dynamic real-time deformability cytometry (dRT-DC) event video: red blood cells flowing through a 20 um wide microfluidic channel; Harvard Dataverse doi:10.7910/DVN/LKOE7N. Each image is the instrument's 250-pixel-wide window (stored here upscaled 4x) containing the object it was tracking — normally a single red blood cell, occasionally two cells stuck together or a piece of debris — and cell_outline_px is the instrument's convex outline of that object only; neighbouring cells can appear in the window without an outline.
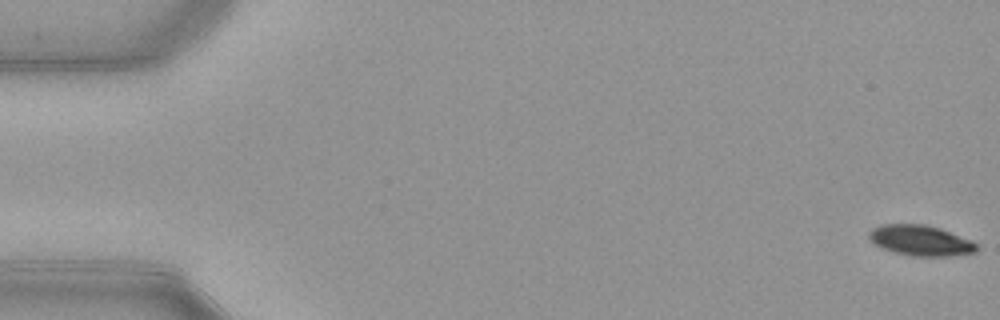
{"species": "common noctule bat (a hibernating species)", "species_latin": "Nyctalus noctula", "temperature_condition": "warm", "stored_images_in_passage": 53, "camera_frame_rate_fps": 3000, "um_per_image_px": 0.085, "animal": {"sex": "female", "body_mass_g": 21.9}, "frame": {"image": 1, "passage_image": 1, "time_ms": 0.0, "image_size_px": [1000, 320], "cell_outline_px": [[976, 252], [944, 256], [912, 256], [880, 248], [868, 236], [868, 232], [872, 228], [880, 224], [924, 224], [940, 228], [972, 240], [976, 244]], "centroid_in_image_um": [78.22, 20.42], "position_along_channel_um": 6.8, "area_um2": 19.02}}
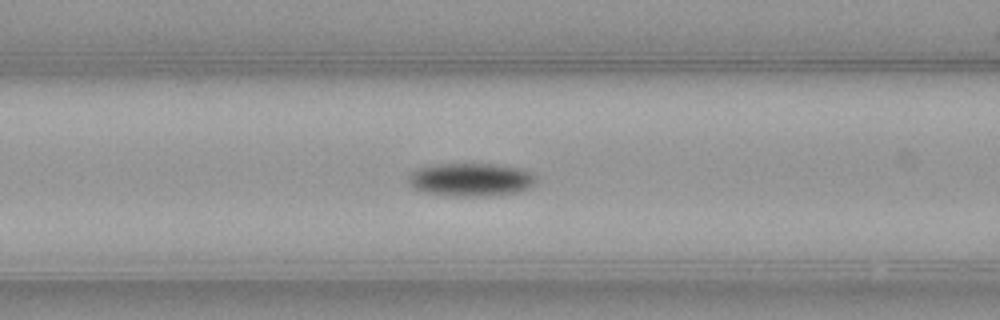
{"frame": {"image": 2, "passage_image": 22, "time_ms": 7.0, "image_size_px": [1000, 320], "cell_outline_px": [[536, 180], [528, 188], [516, 192], [488, 196], [452, 196], [424, 192], [408, 184], [408, 176], [416, 168], [428, 164], [492, 164], [520, 168], [532, 172], [536, 176]], "centroid_in_image_um": [39.99, 15.26], "position_along_channel_um": 126.6, "area_um2": 24.8}}
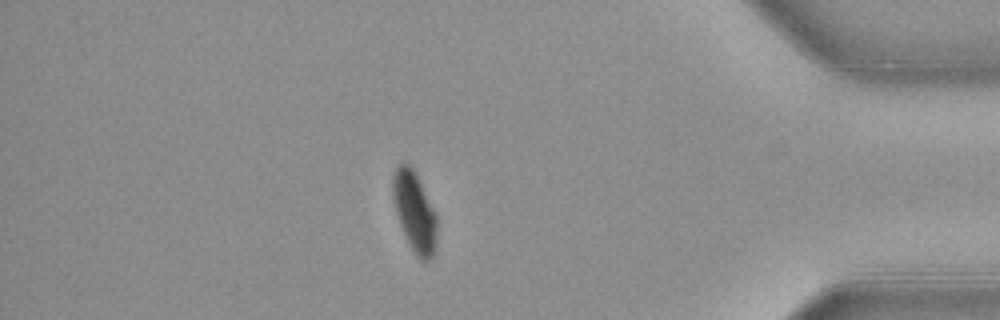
{"frame": {"image": 3, "passage_image": 46, "time_ms": 15.0, "image_size_px": [1000, 320], "cell_outline_px": [[436, 244], [432, 256], [428, 260], [420, 260], [416, 256], [408, 244], [400, 224], [396, 212], [392, 196], [392, 176], [396, 168], [400, 164], [408, 164], [412, 168], [436, 212]], "centroid_in_image_um": [35.22, 18.02], "position_along_channel_um": 400.0, "area_um2": 20.35}, "authors_computed_cell_mechanics": {"area_um2": 22.7154, "velocity_mm_per_s": 3.922, "shape_relaxation_time_tau1_ms": 2.5991, "shape_relaxation_time_tau2_ms": null, "deformation_change_tau1": 0.1387, "deformation_change_tau2": null}}